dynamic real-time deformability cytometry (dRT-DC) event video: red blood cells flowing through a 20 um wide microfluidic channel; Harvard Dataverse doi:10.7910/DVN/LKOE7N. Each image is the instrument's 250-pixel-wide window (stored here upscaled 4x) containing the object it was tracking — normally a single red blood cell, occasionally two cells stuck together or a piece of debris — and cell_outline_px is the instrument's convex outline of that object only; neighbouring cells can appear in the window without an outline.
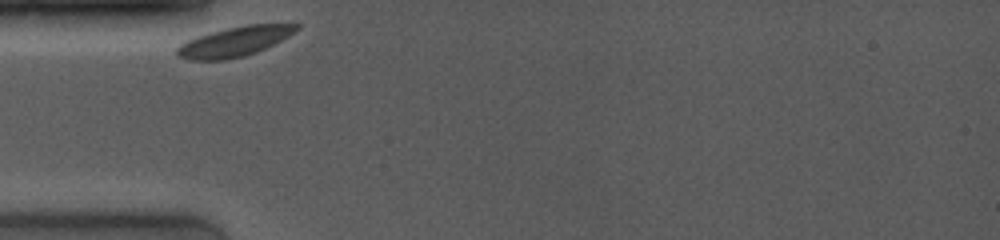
{"species": "common noctule bat (a hibernating species)", "species_latin": "Nyctalus noctula", "temperature_condition": "room temperature", "stored_images_in_passage": 33, "camera_frame_rate_fps": 4000, "um_per_image_px": 0.085, "animal": {"sex": "female", "body_mass_g": 19.0, "forearm_length_mm": 53.3}, "frame": {"image": 1, "passage_image": 1, "time_ms": 0.0, "image_size_px": [1000, 240], "cell_outline_px": [[300, 28], [288, 36], [256, 52], [244, 56], [224, 60], [188, 60], [176, 56], [176, 48], [180, 44], [188, 40], [212, 32], [228, 28], [248, 24], [300, 24]], "centroid_in_image_um": [19.9, 3.54], "position_along_channel_um": 65.1, "area_um2": 20.4}}
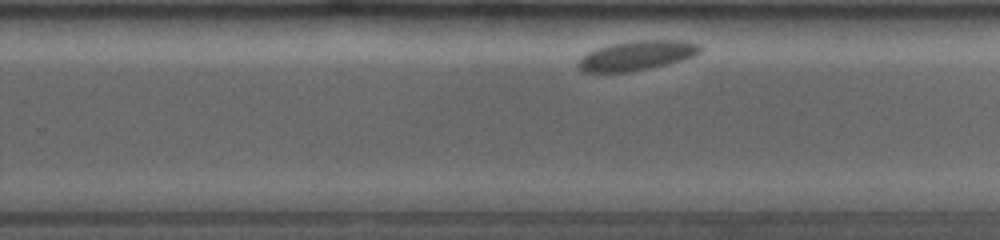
{"frame": {"image": 2, "passage_image": 25, "time_ms": 6.25, "image_size_px": [1000, 240], "cell_outline_px": [[704, 48], [696, 56], [668, 64], [628, 72], [584, 72], [576, 64], [588, 52], [596, 48], [612, 44], [636, 40], [684, 40], [700, 44]], "centroid_in_image_um": [54.2, 4.71], "position_along_channel_um": 275.6, "area_um2": 21.04}}
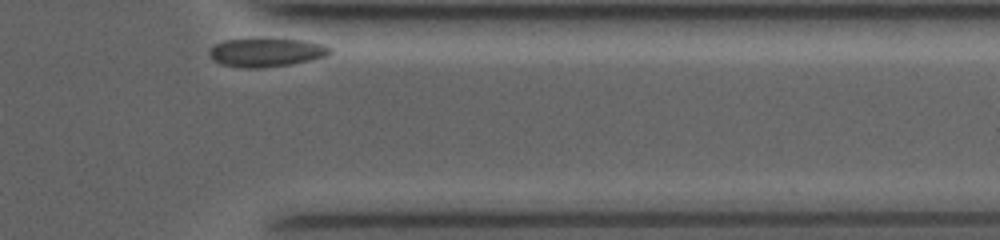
{"frame": {"image": 3, "passage_image": 33, "time_ms": 9.5, "image_size_px": [1000, 240], "cell_outline_px": [[332, 52], [328, 56], [312, 60], [288, 64], [260, 68], [248, 68], [220, 64], [212, 60], [208, 52], [216, 44], [224, 40], [264, 36], [268, 36], [308, 40], [324, 44], [332, 48]], "centroid_in_image_um": [22.68, 4.4], "position_along_channel_um": 388.7, "area_um2": 21.1}}